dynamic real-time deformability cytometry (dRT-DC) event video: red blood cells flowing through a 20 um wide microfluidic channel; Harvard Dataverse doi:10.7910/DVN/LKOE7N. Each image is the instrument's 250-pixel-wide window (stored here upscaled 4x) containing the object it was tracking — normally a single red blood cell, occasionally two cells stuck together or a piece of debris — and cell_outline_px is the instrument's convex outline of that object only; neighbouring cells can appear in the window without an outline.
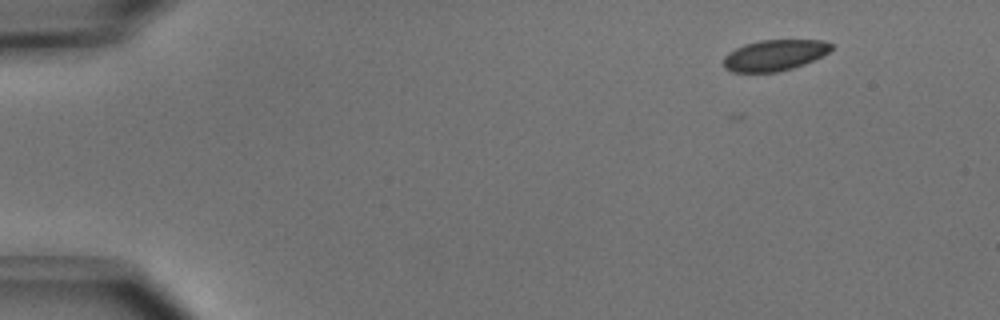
{"species": "common noctule bat (a hibernating species)", "species_latin": "Nyctalus noctula", "temperature_condition": "cold", "stored_images_in_passage": 39, "camera_frame_rate_fps": 3000, "um_per_image_px": 0.085, "animal": {"sex": "male", "body_mass_g": 15.6}, "frame": {"image": 1, "passage_image": 1, "time_ms": 0.0, "image_size_px": [1000, 320], "cell_outline_px": [[832, 48], [828, 52], [804, 64], [792, 68], [776, 72], [732, 72], [724, 68], [724, 56], [728, 52], [744, 44], [760, 40], [824, 40], [832, 44]], "centroid_in_image_um": [65.8, 4.69], "position_along_channel_um": 19.2, "area_um2": 19.36}}
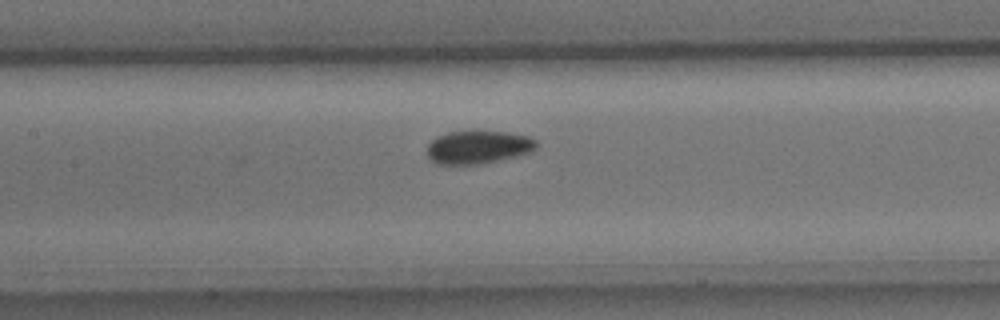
{"frame": {"image": 2, "passage_image": 20, "time_ms": 6.333, "image_size_px": [1000, 320], "cell_outline_px": [[536, 148], [528, 152], [516, 156], [500, 160], [480, 164], [436, 164], [428, 160], [428, 144], [436, 136], [448, 132], [508, 132], [528, 136], [536, 140]], "centroid_in_image_um": [40.61, 12.52], "position_along_channel_um": 166.8, "area_um2": 20.92}}
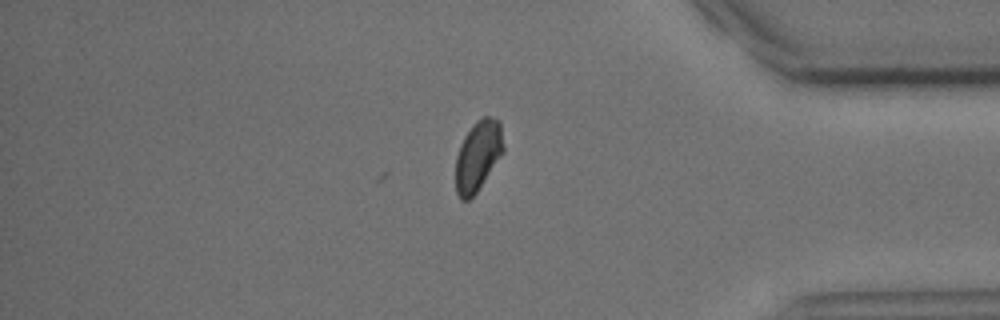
{"frame": {"image": 3, "passage_image": 39, "time_ms": 12.667, "image_size_px": [1000, 320], "cell_outline_px": [[504, 152], [476, 192], [468, 200], [460, 200], [456, 192], [456, 156], [460, 144], [464, 136], [472, 124], [476, 120], [484, 116], [488, 116], [500, 120], [504, 148]], "centroid_in_image_um": [40.63, 13.21], "position_along_channel_um": 394.6, "area_um2": 19.65}}